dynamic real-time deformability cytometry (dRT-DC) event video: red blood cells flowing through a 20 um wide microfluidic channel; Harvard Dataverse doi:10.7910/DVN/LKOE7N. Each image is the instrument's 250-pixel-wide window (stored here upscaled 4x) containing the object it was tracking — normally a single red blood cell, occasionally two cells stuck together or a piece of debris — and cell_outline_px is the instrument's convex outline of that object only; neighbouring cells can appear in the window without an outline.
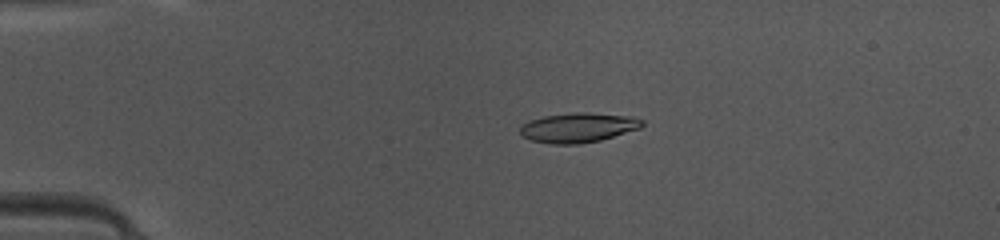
{"species": "common noctule bat (a hibernating species)", "species_latin": "Nyctalus noctula", "temperature_condition": "warm", "stored_images_in_passage": 46, "camera_frame_rate_fps": 3000, "um_per_image_px": 0.085, "animal": {"sex": "female", "body_mass_g": 10.0, "forearm_length_mm": 53.1}, "frame": {"image": 1, "passage_image": 9, "time_ms": 2.667, "image_size_px": [1000, 240], "cell_outline_px": [[644, 124], [640, 128], [600, 140], [580, 144], [548, 144], [532, 140], [524, 136], [520, 132], [520, 128], [524, 124], [532, 120], [544, 116], [576, 112], [588, 112], [636, 116], [644, 120]], "centroid_in_image_um": [49.21, 10.84], "position_along_channel_um": 35.8, "area_um2": 21.1}}
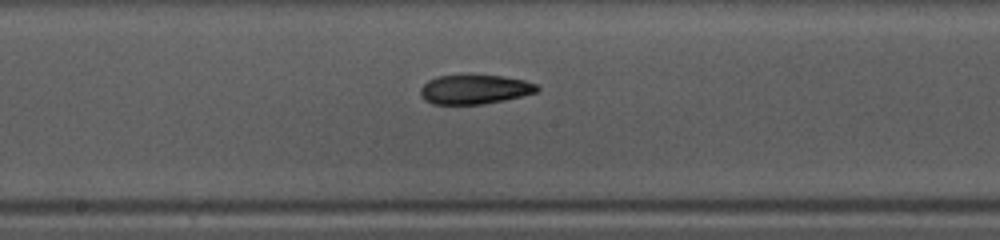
{"frame": {"image": 2, "passage_image": 24, "time_ms": 7.667, "image_size_px": [1000, 240], "cell_outline_px": [[540, 88], [536, 92], [504, 100], [480, 104], [432, 104], [424, 100], [420, 92], [420, 88], [428, 80], [440, 76], [500, 76], [524, 80], [536, 84]], "centroid_in_image_um": [40.32, 7.61], "position_along_channel_um": 207.9, "area_um2": 19.54}}
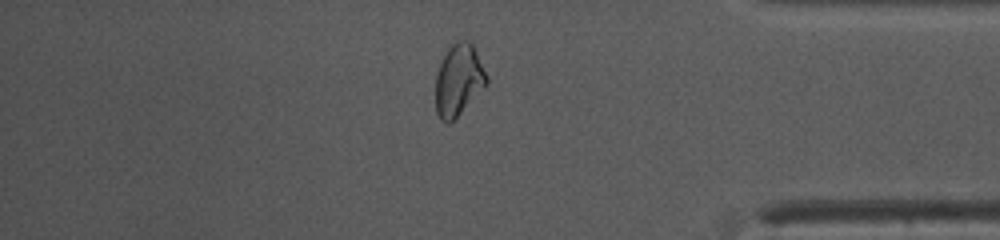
{"frame": {"image": 3, "passage_image": 39, "time_ms": 12.667, "image_size_px": [1000, 240], "cell_outline_px": [[488, 84], [448, 124], [440, 120], [436, 112], [436, 76], [440, 64], [448, 48], [456, 40], [468, 40], [472, 44], [488, 76]], "centroid_in_image_um": [38.98, 6.79], "position_along_channel_um": 396.2, "area_um2": 21.04}, "authors_computed_cell_mechanics": {"area_um2": 20.1433, "velocity_mm_per_s": 4.1832, "shape_relaxation_time_tau1_ms": 6.8911, "shape_relaxation_time_tau2_ms": 3.9789, "deformation_change_tau1": 0.1936, "deformation_change_tau2": 0.1214}}